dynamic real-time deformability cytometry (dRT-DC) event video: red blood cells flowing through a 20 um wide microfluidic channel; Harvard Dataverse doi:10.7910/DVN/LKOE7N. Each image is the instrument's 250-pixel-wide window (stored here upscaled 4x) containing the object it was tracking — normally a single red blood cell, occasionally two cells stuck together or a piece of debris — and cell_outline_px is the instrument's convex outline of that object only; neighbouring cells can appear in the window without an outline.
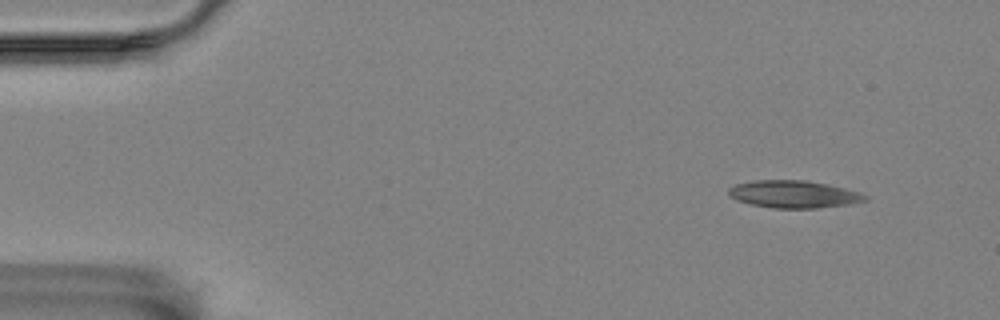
{"species": "Egyptian fruit bat (a non-hibernating species)", "species_latin": "Rousettus aegyptiacus", "temperature_condition": "room temperature", "stored_images_in_passage": 54, "camera_frame_rate_fps": 3000, "um_per_image_px": 0.085, "animal": {"sex": "female"}, "frame": {"image": 1, "passage_image": 3, "time_ms": 0.667, "image_size_px": [1000, 320], "cell_outline_px": [[868, 200], [848, 204], [816, 208], [772, 208], [748, 204], [736, 200], [728, 196], [728, 188], [736, 184], [752, 180], [808, 180], [828, 184], [860, 192], [868, 196]], "centroid_in_image_um": [67.43, 16.5], "position_along_channel_um": 17.6, "area_um2": 22.02}}
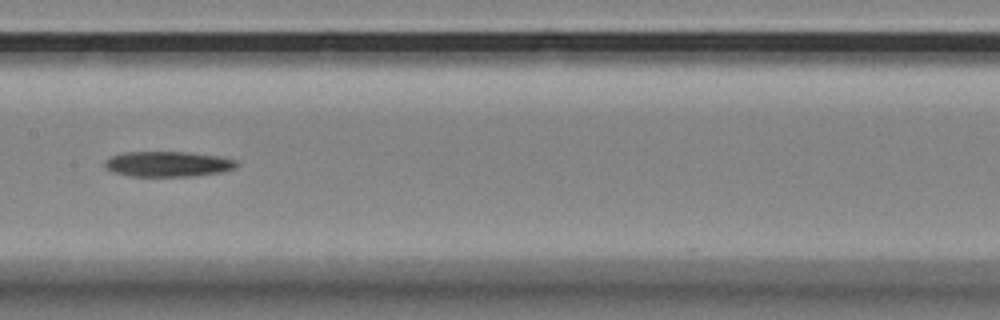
{"frame": {"image": 2, "passage_image": 26, "time_ms": 8.333, "image_size_px": [1000, 320], "cell_outline_px": [[240, 164], [236, 168], [220, 172], [192, 176], [128, 176], [112, 172], [104, 168], [104, 160], [112, 156], [124, 152], [188, 152], [220, 156], [236, 160]], "centroid_in_image_um": [14.26, 13.94], "position_along_channel_um": 193.1, "area_um2": 19.65}}
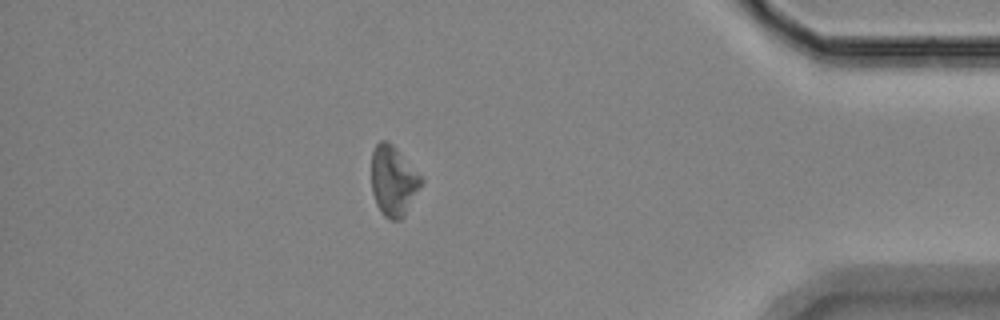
{"frame": {"image": 3, "passage_image": 47, "time_ms": 15.333, "image_size_px": [1000, 320], "cell_outline_px": [[424, 180], [404, 216], [400, 220], [392, 220], [384, 216], [376, 204], [372, 192], [372, 152], [376, 144], [380, 140], [388, 140], [424, 176]], "centroid_in_image_um": [33.45, 15.35], "position_along_channel_um": 401.7, "area_um2": 20.52}}